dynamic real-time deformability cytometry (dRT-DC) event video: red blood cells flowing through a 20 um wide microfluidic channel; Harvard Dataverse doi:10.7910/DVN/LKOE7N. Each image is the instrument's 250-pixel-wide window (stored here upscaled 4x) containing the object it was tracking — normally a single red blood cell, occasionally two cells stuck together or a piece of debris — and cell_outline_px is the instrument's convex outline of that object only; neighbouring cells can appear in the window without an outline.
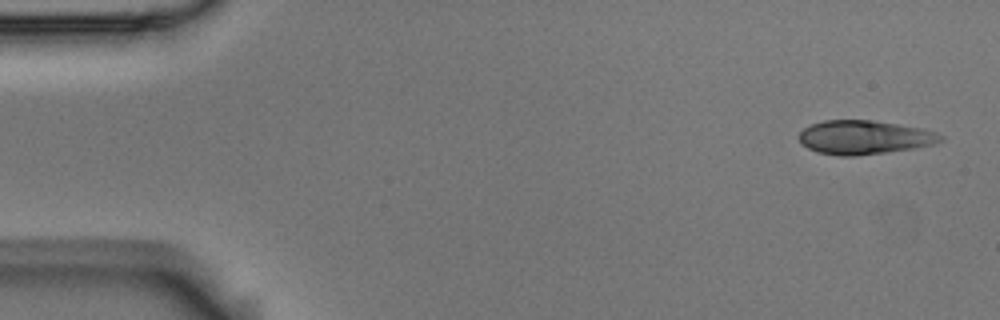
{"species": "Egyptian fruit bat (a non-hibernating species)", "species_latin": "Rousettus aegyptiacus", "temperature_condition": "room temperature", "stored_images_in_passage": 52, "camera_frame_rate_fps": 3000, "um_per_image_px": 0.085, "animal": {"sex": "male"}, "frame": {"image": 1, "passage_image": 1, "time_ms": 0.0, "image_size_px": [1000, 320], "cell_outline_px": [[944, 140], [932, 144], [912, 148], [884, 152], [852, 156], [840, 156], [816, 152], [808, 148], [796, 136], [804, 128], [812, 124], [824, 120], [872, 120], [924, 128], [936, 132], [944, 136]], "centroid_in_image_um": [73.46, 11.66], "position_along_channel_um": 11.5, "area_um2": 27.86}}
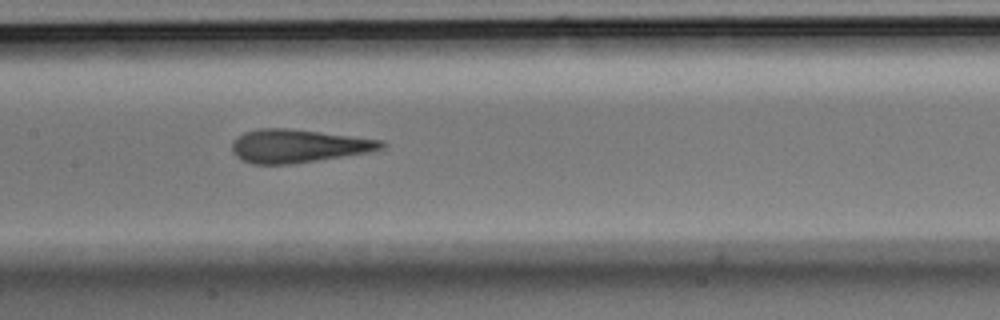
{"frame": {"image": 2, "passage_image": 24, "time_ms": 7.667, "image_size_px": [1000, 320], "cell_outline_px": [[388, 144], [384, 148], [368, 152], [292, 164], [252, 164], [240, 160], [232, 152], [232, 140], [244, 132], [260, 128], [288, 128], [384, 140]], "centroid_in_image_um": [25.33, 12.41], "position_along_channel_um": 182.1, "area_um2": 29.02}}
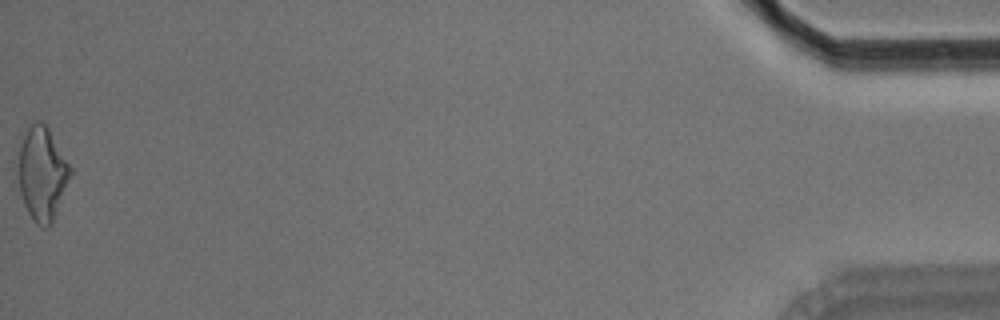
{"frame": {"image": 3, "passage_image": 52, "time_ms": 17.0, "image_size_px": [1000, 320], "cell_outline_px": [[72, 176], [52, 224], [48, 228], [44, 228], [36, 224], [32, 220], [24, 204], [20, 192], [16, 172], [20, 148], [24, 136], [28, 128], [36, 120], [44, 120], [72, 168]], "centroid_in_image_um": [3.59, 14.78], "position_along_channel_um": 431.6, "area_um2": 28.96}, "authors_computed_cell_mechanics": {"area_um2": 28.1486, "velocity_mm_per_s": 3.7322, "shape_relaxation_time_tau1_ms": 5.7416, "shape_relaxation_time_tau2_ms": 1.6764, "deformation_change_tau1": 0.1657, "deformation_change_tau2": 0.0828}}